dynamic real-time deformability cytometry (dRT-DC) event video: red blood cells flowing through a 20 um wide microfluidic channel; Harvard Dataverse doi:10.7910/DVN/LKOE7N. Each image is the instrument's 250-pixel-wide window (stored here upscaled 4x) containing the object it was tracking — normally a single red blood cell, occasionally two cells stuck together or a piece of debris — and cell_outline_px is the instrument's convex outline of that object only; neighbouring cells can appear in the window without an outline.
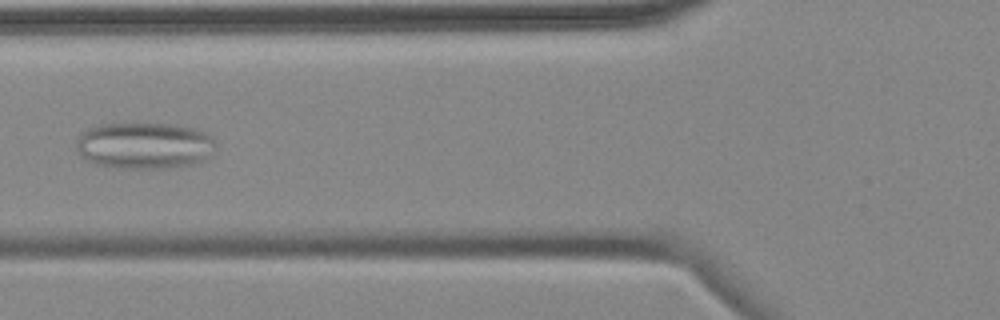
{"species": "common noctule bat (a hibernating species)", "species_latin": "Nyctalus noctula", "temperature_condition": "cold", "stored_images_in_passage": 14, "camera_frame_rate_fps": 3000, "um_per_image_px": 0.085, "animal": {"sex": "female", "body_mass_g": 18.4}, "frame": {"image": 1, "passage_image": 5, "time_ms": 5.667, "image_size_px": [1000, 320], "cell_outline_px": [[212, 156], [196, 164], [164, 168], [112, 168], [96, 164], [80, 156], [76, 148], [76, 140], [88, 128], [104, 124], [176, 124], [196, 128], [212, 136]], "centroid_in_image_um": [12.27, 12.38], "position_along_channel_um": 113.5, "area_um2": 37.92}}
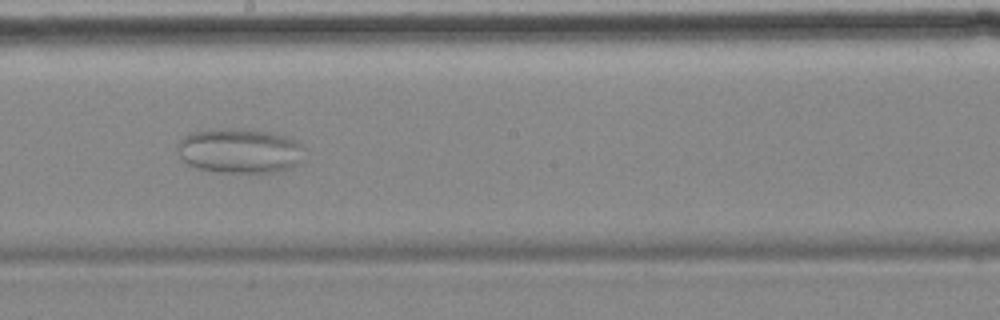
{"frame": {"image": 2, "passage_image": 8, "time_ms": 9.0, "image_size_px": [1000, 320], "cell_outline_px": [[308, 148], [296, 164], [292, 168], [276, 172], [220, 172], [196, 168], [188, 164], [180, 156], [176, 144], [184, 136], [196, 132], [228, 128], [232, 128], [268, 132], [284, 136], [296, 140]], "centroid_in_image_um": [20.41, 12.83], "position_along_channel_um": 227.8, "area_um2": 33.0}}
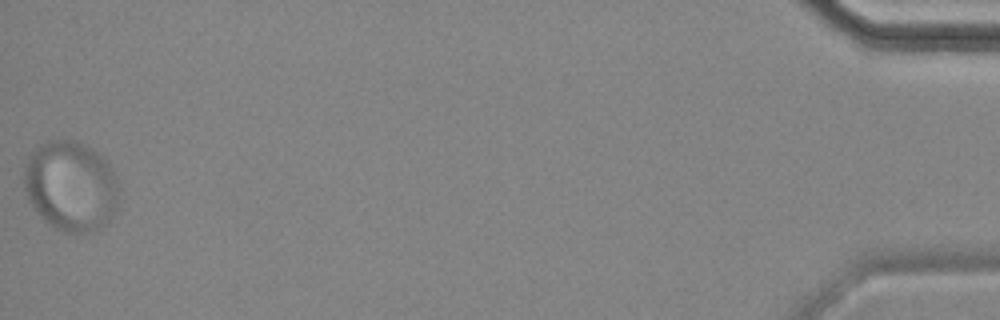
{"frame": {"image": 3, "passage_image": 14, "time_ms": 17.667, "image_size_px": [1000, 320], "cell_outline_px": [[120, 192], [112, 216], [108, 224], [92, 232], [64, 232], [56, 228], [44, 220], [36, 212], [28, 200], [24, 188], [24, 164], [28, 156], [40, 144], [48, 140], [72, 140], [84, 144], [92, 148], [104, 156], [112, 168], [120, 184]], "centroid_in_image_um": [6.04, 15.8], "position_along_channel_um": 429.2, "area_um2": 50.58}}